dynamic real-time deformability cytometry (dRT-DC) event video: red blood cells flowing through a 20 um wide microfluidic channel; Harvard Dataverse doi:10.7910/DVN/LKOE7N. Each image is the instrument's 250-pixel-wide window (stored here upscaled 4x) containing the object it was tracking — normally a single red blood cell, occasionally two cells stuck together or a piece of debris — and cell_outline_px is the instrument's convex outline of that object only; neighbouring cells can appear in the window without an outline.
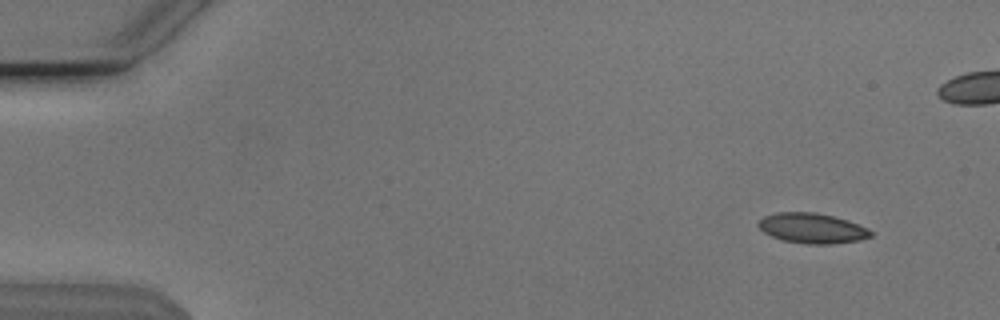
{"species": "Egyptian fruit bat (a non-hibernating species)", "species_latin": "Rousettus aegyptiacus", "temperature_condition": "cold", "stored_images_in_passage": 47, "camera_frame_rate_fps": 3000, "um_per_image_px": 0.085, "animal": {"sex": "male"}, "frame": {"image": 1, "passage_image": 2, "time_ms": 0.333, "image_size_px": [1000, 320], "cell_outline_px": [[876, 232], [872, 236], [860, 240], [832, 244], [808, 244], [780, 240], [764, 232], [756, 224], [764, 216], [776, 212], [816, 212], [848, 220], [868, 228]], "centroid_in_image_um": [69.06, 19.4], "position_along_channel_um": 15.9, "area_um2": 19.94}}
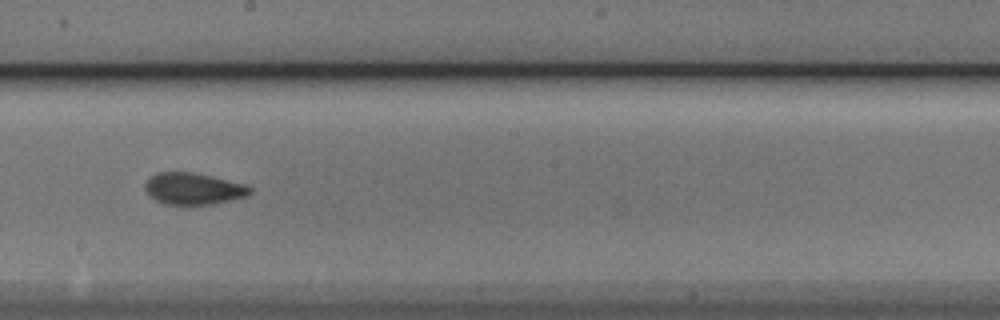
{"frame": {"image": 2, "passage_image": 28, "time_ms": 9.0, "image_size_px": [1000, 320], "cell_outline_px": [[252, 192], [248, 196], [212, 204], [164, 204], [148, 196], [144, 188], [144, 184], [156, 172], [192, 172], [212, 176], [244, 184], [252, 188]], "centroid_in_image_um": [16.42, 16.04], "position_along_channel_um": 231.8, "area_um2": 19.36}}
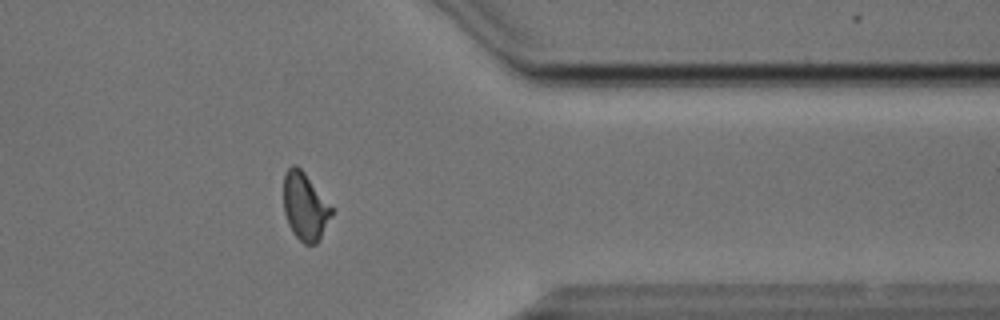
{"frame": {"image": 3, "passage_image": 41, "time_ms": 13.333, "image_size_px": [1000, 320], "cell_outline_px": [[332, 216], [320, 240], [316, 244], [304, 244], [292, 232], [288, 224], [284, 212], [284, 176], [288, 168], [292, 164], [296, 164], [304, 172], [332, 208]], "centroid_in_image_um": [25.92, 17.58], "position_along_channel_um": 385.5, "area_um2": 18.79}}